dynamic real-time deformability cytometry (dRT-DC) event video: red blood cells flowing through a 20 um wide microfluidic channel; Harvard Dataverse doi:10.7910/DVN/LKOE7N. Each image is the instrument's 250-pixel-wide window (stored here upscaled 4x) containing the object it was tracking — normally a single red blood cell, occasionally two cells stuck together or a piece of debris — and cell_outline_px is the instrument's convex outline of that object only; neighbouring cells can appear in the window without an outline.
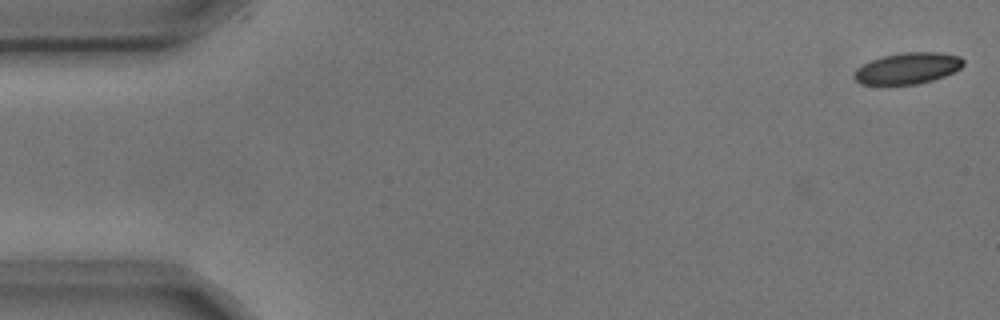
{"species": "common noctule bat (a hibernating species)", "species_latin": "Nyctalus noctula", "temperature_condition": "cold", "stored_images_in_passage": 6, "camera_frame_rate_fps": 3000, "um_per_image_px": 0.085, "animal": {"sex": "male", "body_mass_g": 17.9, "forearm_length_mm": 54.2}, "frame": {"image": 1, "passage_image": 1, "time_ms": 0.0, "image_size_px": [1000, 320], "cell_outline_px": [[964, 64], [960, 68], [944, 76], [920, 84], [860, 84], [852, 76], [856, 68], [872, 60], [884, 56], [900, 52], [940, 52], [960, 56], [964, 60]], "centroid_in_image_um": [77.15, 5.8], "position_along_channel_um": 7.8, "area_um2": 19.88}}
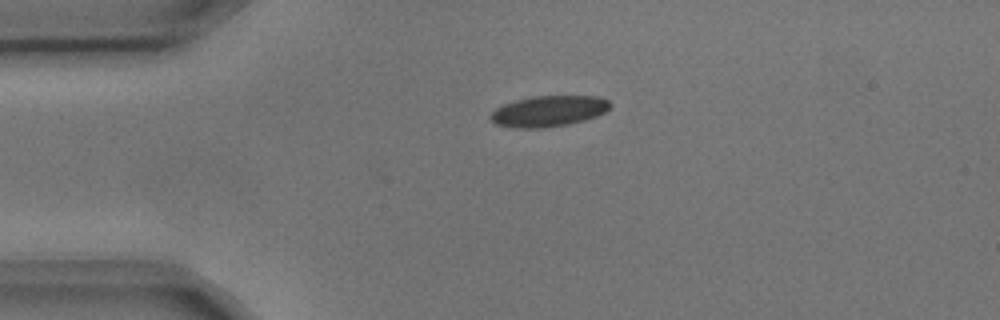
{"frame": {"image": 2, "passage_image": 4, "time_ms": 1.0, "image_size_px": [1000, 320], "cell_outline_px": [[612, 104], [604, 112], [596, 116], [584, 120], [568, 124], [544, 128], [516, 128], [496, 124], [488, 116], [496, 108], [504, 104], [516, 100], [532, 96], [600, 96], [608, 100]], "centroid_in_image_um": [46.63, 9.44], "position_along_channel_um": 38.4, "area_um2": 21.5}}